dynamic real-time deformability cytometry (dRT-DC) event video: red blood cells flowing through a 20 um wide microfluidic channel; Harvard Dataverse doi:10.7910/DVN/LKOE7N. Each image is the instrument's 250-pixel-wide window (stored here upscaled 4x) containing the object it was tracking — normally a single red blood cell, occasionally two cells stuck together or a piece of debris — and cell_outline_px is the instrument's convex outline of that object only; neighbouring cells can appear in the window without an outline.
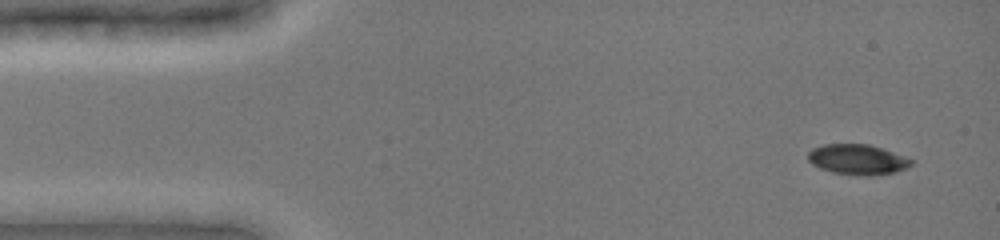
{"species": "common noctule bat (a hibernating species)", "species_latin": "Nyctalus noctula", "temperature_condition": "cold", "stored_images_in_passage": 4, "camera_frame_rate_fps": 3000, "um_per_image_px": 0.085, "animal": {"sex": "female", "body_mass_g": 19.0, "forearm_length_mm": 51.5}, "frame": {"image": 1, "passage_image": 1, "time_ms": 0.0, "image_size_px": [1000, 240], "cell_outline_px": [[912, 164], [896, 172], [872, 176], [856, 176], [832, 172], [820, 168], [812, 164], [808, 160], [808, 152], [812, 148], [824, 144], [868, 144], [904, 156], [912, 160]], "centroid_in_image_um": [72.85, 13.57], "position_along_channel_um": 12.1, "area_um2": 18.21}}
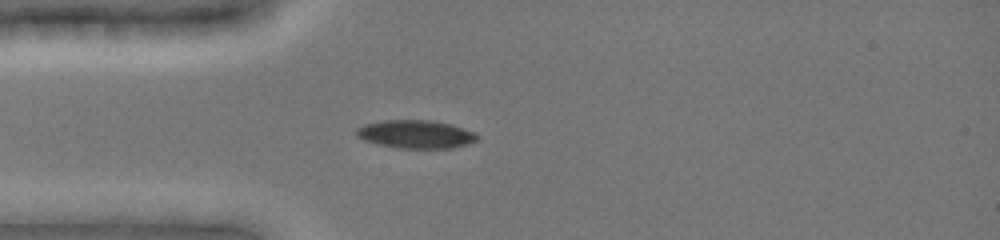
{"frame": {"image": 2, "passage_image": 4, "time_ms": 3.333, "image_size_px": [1000, 240], "cell_outline_px": [[480, 136], [476, 140], [452, 148], [396, 148], [376, 144], [364, 140], [356, 136], [356, 128], [364, 124], [384, 120], [432, 120], [452, 124], [472, 132]], "centroid_in_image_um": [35.29, 11.4], "position_along_channel_um": 49.7, "area_um2": 19.83}}